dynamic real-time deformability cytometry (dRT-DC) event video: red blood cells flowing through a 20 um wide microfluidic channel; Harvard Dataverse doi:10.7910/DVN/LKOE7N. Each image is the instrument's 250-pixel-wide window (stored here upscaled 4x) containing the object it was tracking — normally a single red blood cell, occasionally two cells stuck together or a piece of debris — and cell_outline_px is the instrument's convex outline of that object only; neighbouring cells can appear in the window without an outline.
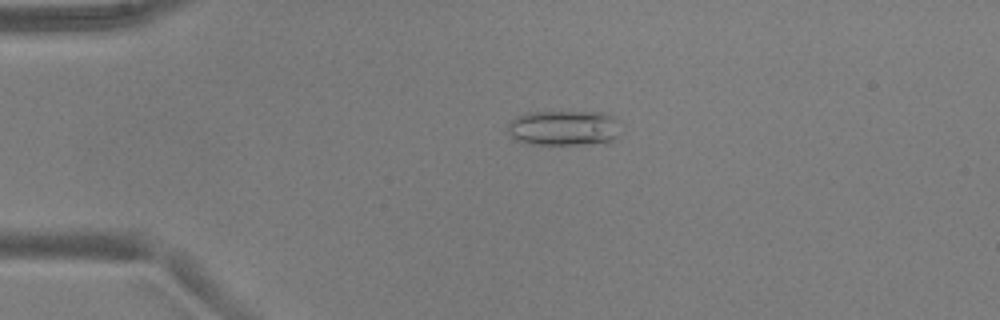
{"species": "common noctule bat (a hibernating species)", "species_latin": "Nyctalus noctula", "temperature_condition": "warm", "stored_images_in_passage": 44, "camera_frame_rate_fps": 3000, "um_per_image_px": 0.085, "animal": {"sex": "male", "body_mass_g": 17.9, "forearm_length_mm": 54.2}, "frame": {"image": 1, "passage_image": 4, "time_ms": 1.0, "image_size_px": [1000, 320], "cell_outline_px": [[616, 140], [608, 144], [528, 144], [516, 140], [508, 132], [508, 124], [516, 116], [528, 112], [604, 112], [616, 116]], "centroid_in_image_um": [47.94, 10.88], "position_along_channel_um": 37.1, "area_um2": 23.41}}
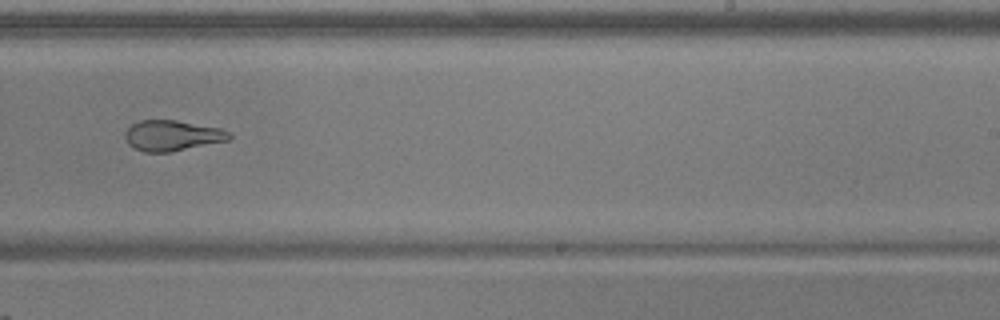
{"frame": {"image": 2, "passage_image": 25, "time_ms": 8.0, "image_size_px": [1000, 320], "cell_outline_px": [[232, 136], [228, 140], [168, 152], [144, 152], [128, 144], [124, 136], [124, 132], [132, 124], [140, 120], [176, 120], [220, 128], [228, 132]], "centroid_in_image_um": [14.6, 11.51], "position_along_channel_um": 274.4, "area_um2": 18.32}}
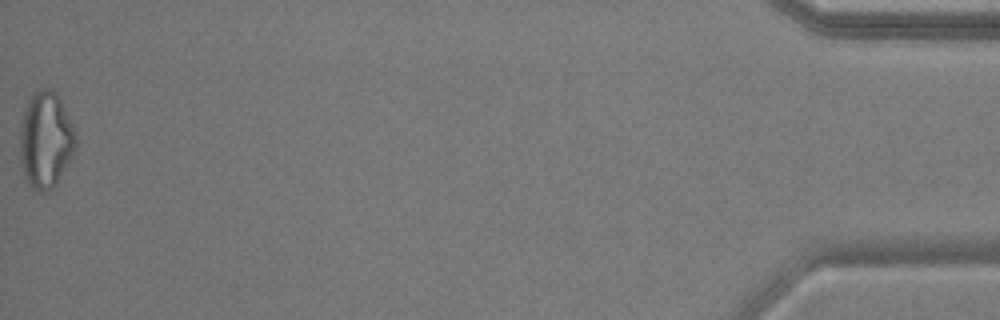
{"frame": {"image": 3, "passage_image": 44, "time_ms": 14.333, "image_size_px": [1000, 320], "cell_outline_px": [[76, 148], [56, 184], [52, 188], [44, 192], [40, 192], [32, 188], [28, 184], [24, 176], [20, 160], [20, 132], [24, 112], [28, 100], [40, 88], [52, 88], [56, 92], [76, 132]], "centroid_in_image_um": [3.88, 11.91], "position_along_channel_um": 431.3, "area_um2": 31.15}, "authors_computed_cell_mechanics": {"area_um2": 20.9236, "velocity_mm_per_s": 3.9308, "shape_relaxation_time_tau1_ms": null, "shape_relaxation_time_tau2_ms": 2.2836, "deformation_change_tau1": null, "deformation_change_tau2": 0.1133}}